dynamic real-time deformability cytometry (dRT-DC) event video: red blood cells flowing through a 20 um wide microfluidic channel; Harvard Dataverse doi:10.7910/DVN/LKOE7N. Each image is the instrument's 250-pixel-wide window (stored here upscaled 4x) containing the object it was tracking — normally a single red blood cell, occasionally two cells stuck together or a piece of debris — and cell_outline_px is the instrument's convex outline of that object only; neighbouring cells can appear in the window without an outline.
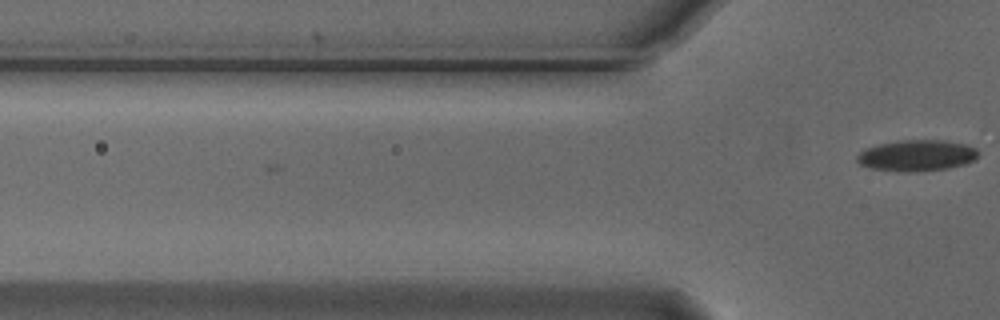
{"species": "Egyptian fruit bat (a non-hibernating species)", "species_latin": "Rousettus aegyptiacus", "temperature_condition": "cold", "stored_images_in_passage": 2, "camera_frame_rate_fps": 3000, "um_per_image_px": 0.085, "animal": {"sex": "male"}, "frame": {"image": 1, "passage_image": 2, "time_ms": 0.333, "image_size_px": [1000, 320], "cell_outline_px": [[980, 152], [972, 160], [964, 164], [948, 168], [908, 172], [904, 172], [872, 168], [860, 164], [856, 160], [856, 156], [860, 152], [868, 148], [880, 144], [896, 140], [944, 140], [964, 144], [976, 148]], "centroid_in_image_um": [77.92, 13.21], "position_along_channel_um": 47.9, "area_um2": 21.79}}